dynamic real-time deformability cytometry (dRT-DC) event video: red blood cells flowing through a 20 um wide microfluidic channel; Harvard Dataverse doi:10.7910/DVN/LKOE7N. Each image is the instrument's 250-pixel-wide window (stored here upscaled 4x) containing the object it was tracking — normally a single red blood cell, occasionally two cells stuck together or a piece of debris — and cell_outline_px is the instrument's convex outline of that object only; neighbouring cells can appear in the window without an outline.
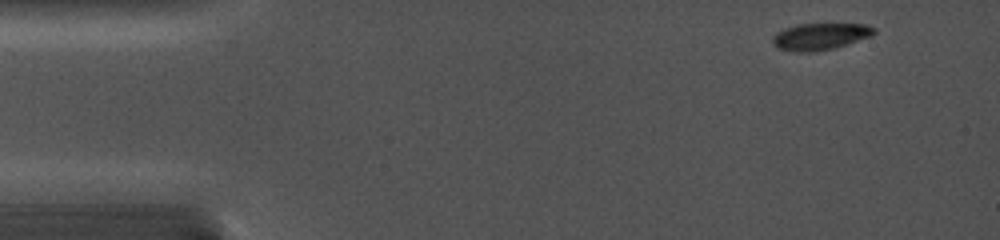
{"species": "common noctule bat (a hibernating species)", "species_latin": "Nyctalus noctula", "temperature_condition": "cold", "stored_images_in_passage": 18, "camera_frame_rate_fps": 5000, "um_per_image_px": 0.085, "animal": {"sex": "female", "body_mass_g": 19.0, "forearm_length_mm": 56.7}, "frame": {"image": 1, "passage_image": 1, "time_ms": 0.0, "image_size_px": [1000, 240], "cell_outline_px": [[876, 32], [872, 36], [832, 48], [812, 52], [796, 52], [776, 48], [772, 44], [772, 36], [776, 32], [784, 28], [796, 24], [868, 24], [876, 28]], "centroid_in_image_um": [69.68, 3.09], "position_along_channel_um": 15.3, "area_um2": 15.95}}
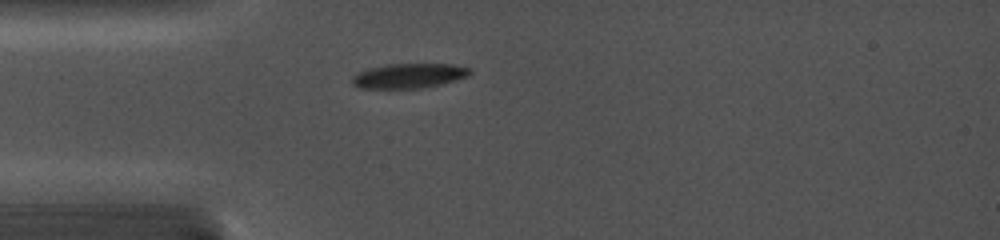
{"frame": {"image": 2, "passage_image": 10, "time_ms": 3.2, "image_size_px": [1000, 240], "cell_outline_px": [[472, 72], [468, 76], [456, 80], [424, 88], [360, 88], [352, 84], [352, 76], [368, 68], [388, 64], [452, 64], [472, 68]], "centroid_in_image_um": [34.79, 6.44], "position_along_channel_um": 50.2, "area_um2": 16.99}}
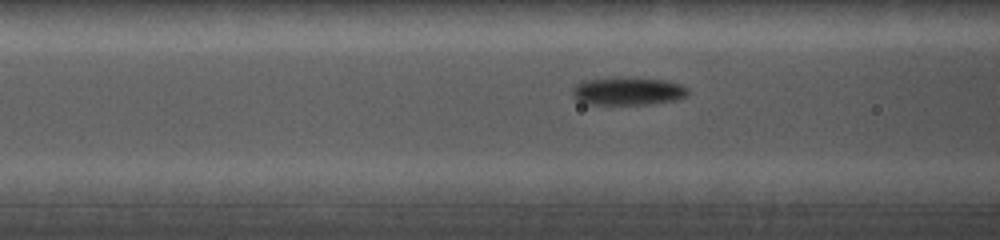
{"frame": {"image": 3, "passage_image": 15, "time_ms": 5.0, "image_size_px": [1000, 240], "cell_outline_px": [[688, 96], [672, 100], [652, 104], [588, 104], [572, 96], [572, 88], [576, 84], [584, 80], [616, 76], [620, 76], [664, 80], [680, 84], [688, 88]], "centroid_in_image_um": [53.35, 7.72], "position_along_channel_um": 113.2, "area_um2": 19.02}}